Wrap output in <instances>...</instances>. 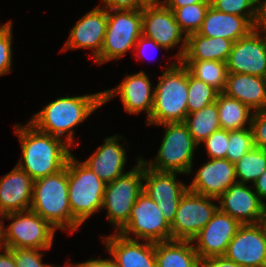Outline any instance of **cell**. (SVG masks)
<instances>
[{"instance_id":"6da1fadb","label":"cell","mask_w":266,"mask_h":267,"mask_svg":"<svg viewBox=\"0 0 266 267\" xmlns=\"http://www.w3.org/2000/svg\"><path fill=\"white\" fill-rule=\"evenodd\" d=\"M16 134L21 142L22 157L17 166L33 180L55 174L66 167L72 155L65 140L37 130L29 122L16 124Z\"/></svg>"},{"instance_id":"7a4b0ae2","label":"cell","mask_w":266,"mask_h":267,"mask_svg":"<svg viewBox=\"0 0 266 267\" xmlns=\"http://www.w3.org/2000/svg\"><path fill=\"white\" fill-rule=\"evenodd\" d=\"M103 104V92L69 97H59L49 102L29 121L37 130L65 141L73 146L74 128L90 117ZM67 133V134H66Z\"/></svg>"},{"instance_id":"3957f363","label":"cell","mask_w":266,"mask_h":267,"mask_svg":"<svg viewBox=\"0 0 266 267\" xmlns=\"http://www.w3.org/2000/svg\"><path fill=\"white\" fill-rule=\"evenodd\" d=\"M30 209L56 230L74 234L81 226L71 213L68 199V169L34 180Z\"/></svg>"},{"instance_id":"277c9868","label":"cell","mask_w":266,"mask_h":267,"mask_svg":"<svg viewBox=\"0 0 266 267\" xmlns=\"http://www.w3.org/2000/svg\"><path fill=\"white\" fill-rule=\"evenodd\" d=\"M154 88L152 112L147 125L184 122L188 114V70L176 59L159 77Z\"/></svg>"},{"instance_id":"5b68a950","label":"cell","mask_w":266,"mask_h":267,"mask_svg":"<svg viewBox=\"0 0 266 267\" xmlns=\"http://www.w3.org/2000/svg\"><path fill=\"white\" fill-rule=\"evenodd\" d=\"M68 169V199L74 219L82 225L90 216L102 210L106 184L82 161L72 154Z\"/></svg>"},{"instance_id":"8992f818","label":"cell","mask_w":266,"mask_h":267,"mask_svg":"<svg viewBox=\"0 0 266 267\" xmlns=\"http://www.w3.org/2000/svg\"><path fill=\"white\" fill-rule=\"evenodd\" d=\"M157 126L165 127V134L155 157V161L143 162L156 171L191 174L194 150L199 145L184 122H169Z\"/></svg>"},{"instance_id":"52a82bcc","label":"cell","mask_w":266,"mask_h":267,"mask_svg":"<svg viewBox=\"0 0 266 267\" xmlns=\"http://www.w3.org/2000/svg\"><path fill=\"white\" fill-rule=\"evenodd\" d=\"M137 159L130 171L105 186L102 209H106L107 220L117 232L128 222L131 209L143 192L144 162L142 156Z\"/></svg>"},{"instance_id":"ba28073f","label":"cell","mask_w":266,"mask_h":267,"mask_svg":"<svg viewBox=\"0 0 266 267\" xmlns=\"http://www.w3.org/2000/svg\"><path fill=\"white\" fill-rule=\"evenodd\" d=\"M141 35V10H107V30L95 63L121 59L128 50L135 48Z\"/></svg>"},{"instance_id":"9c48e42d","label":"cell","mask_w":266,"mask_h":267,"mask_svg":"<svg viewBox=\"0 0 266 267\" xmlns=\"http://www.w3.org/2000/svg\"><path fill=\"white\" fill-rule=\"evenodd\" d=\"M5 219L13 221L5 227L3 248H33L45 251L52 247L56 229L31 209L7 213Z\"/></svg>"},{"instance_id":"30bf717a","label":"cell","mask_w":266,"mask_h":267,"mask_svg":"<svg viewBox=\"0 0 266 267\" xmlns=\"http://www.w3.org/2000/svg\"><path fill=\"white\" fill-rule=\"evenodd\" d=\"M117 233L129 239H142L153 243L171 240L170 225L157 203L145 192L138 196L128 222ZM131 234L135 237H131Z\"/></svg>"},{"instance_id":"8fae6325","label":"cell","mask_w":266,"mask_h":267,"mask_svg":"<svg viewBox=\"0 0 266 267\" xmlns=\"http://www.w3.org/2000/svg\"><path fill=\"white\" fill-rule=\"evenodd\" d=\"M216 198L207 197L189 189L182 195L175 218L170 225L171 239L192 241L206 226L218 209Z\"/></svg>"},{"instance_id":"7c38bea8","label":"cell","mask_w":266,"mask_h":267,"mask_svg":"<svg viewBox=\"0 0 266 267\" xmlns=\"http://www.w3.org/2000/svg\"><path fill=\"white\" fill-rule=\"evenodd\" d=\"M141 12L142 35L155 41L166 50L181 43L180 52L175 55V59L181 61L186 52L187 36L176 22L173 11L163 2H150Z\"/></svg>"},{"instance_id":"4fadbf2b","label":"cell","mask_w":266,"mask_h":267,"mask_svg":"<svg viewBox=\"0 0 266 267\" xmlns=\"http://www.w3.org/2000/svg\"><path fill=\"white\" fill-rule=\"evenodd\" d=\"M178 172L156 171L144 163L143 192L153 199L165 220L172 224L178 203L188 186L177 181Z\"/></svg>"},{"instance_id":"5bb4252c","label":"cell","mask_w":266,"mask_h":267,"mask_svg":"<svg viewBox=\"0 0 266 267\" xmlns=\"http://www.w3.org/2000/svg\"><path fill=\"white\" fill-rule=\"evenodd\" d=\"M226 66L228 72L266 78V34L253 29L234 42Z\"/></svg>"},{"instance_id":"9a60e30c","label":"cell","mask_w":266,"mask_h":267,"mask_svg":"<svg viewBox=\"0 0 266 267\" xmlns=\"http://www.w3.org/2000/svg\"><path fill=\"white\" fill-rule=\"evenodd\" d=\"M223 256L241 267H266V232L262 224H242Z\"/></svg>"},{"instance_id":"2e32d148","label":"cell","mask_w":266,"mask_h":267,"mask_svg":"<svg viewBox=\"0 0 266 267\" xmlns=\"http://www.w3.org/2000/svg\"><path fill=\"white\" fill-rule=\"evenodd\" d=\"M242 224L219 208L211 220L193 238V246L200 259L223 256L229 242Z\"/></svg>"},{"instance_id":"e0dca14e","label":"cell","mask_w":266,"mask_h":267,"mask_svg":"<svg viewBox=\"0 0 266 267\" xmlns=\"http://www.w3.org/2000/svg\"><path fill=\"white\" fill-rule=\"evenodd\" d=\"M103 92V104L116 96H120L125 111L130 114L146 112L150 117L153 106L154 90L148 75L140 71L133 75H125L123 81L109 90Z\"/></svg>"},{"instance_id":"ac0fdd59","label":"cell","mask_w":266,"mask_h":267,"mask_svg":"<svg viewBox=\"0 0 266 267\" xmlns=\"http://www.w3.org/2000/svg\"><path fill=\"white\" fill-rule=\"evenodd\" d=\"M107 30V9L96 6L73 26L62 51L78 48L90 49L95 60L101 53Z\"/></svg>"},{"instance_id":"d6986e66","label":"cell","mask_w":266,"mask_h":267,"mask_svg":"<svg viewBox=\"0 0 266 267\" xmlns=\"http://www.w3.org/2000/svg\"><path fill=\"white\" fill-rule=\"evenodd\" d=\"M235 182L219 198L218 208L241 224L261 223L265 204L258 194L246 186Z\"/></svg>"},{"instance_id":"ffe728a7","label":"cell","mask_w":266,"mask_h":267,"mask_svg":"<svg viewBox=\"0 0 266 267\" xmlns=\"http://www.w3.org/2000/svg\"><path fill=\"white\" fill-rule=\"evenodd\" d=\"M237 182L235 164L228 159H208L199 168L188 189L201 195L218 199Z\"/></svg>"},{"instance_id":"44dd1931","label":"cell","mask_w":266,"mask_h":267,"mask_svg":"<svg viewBox=\"0 0 266 267\" xmlns=\"http://www.w3.org/2000/svg\"><path fill=\"white\" fill-rule=\"evenodd\" d=\"M118 267H156L155 243L133 240L113 233L102 239Z\"/></svg>"},{"instance_id":"7402d4cb","label":"cell","mask_w":266,"mask_h":267,"mask_svg":"<svg viewBox=\"0 0 266 267\" xmlns=\"http://www.w3.org/2000/svg\"><path fill=\"white\" fill-rule=\"evenodd\" d=\"M120 139L125 138L118 134L106 137L104 144L83 161L105 184L127 173L124 172L127 160L126 151L118 142Z\"/></svg>"},{"instance_id":"603a6c76","label":"cell","mask_w":266,"mask_h":267,"mask_svg":"<svg viewBox=\"0 0 266 267\" xmlns=\"http://www.w3.org/2000/svg\"><path fill=\"white\" fill-rule=\"evenodd\" d=\"M34 180L17 165L0 179V210L14 213L29 210Z\"/></svg>"},{"instance_id":"cb8c5ba5","label":"cell","mask_w":266,"mask_h":267,"mask_svg":"<svg viewBox=\"0 0 266 267\" xmlns=\"http://www.w3.org/2000/svg\"><path fill=\"white\" fill-rule=\"evenodd\" d=\"M253 29L254 25L246 17L226 14L210 5L197 33L211 38H226L234 43Z\"/></svg>"},{"instance_id":"d4e9b609","label":"cell","mask_w":266,"mask_h":267,"mask_svg":"<svg viewBox=\"0 0 266 267\" xmlns=\"http://www.w3.org/2000/svg\"><path fill=\"white\" fill-rule=\"evenodd\" d=\"M222 93L237 99L252 111L266 108V78L264 77L228 72Z\"/></svg>"},{"instance_id":"484cf974","label":"cell","mask_w":266,"mask_h":267,"mask_svg":"<svg viewBox=\"0 0 266 267\" xmlns=\"http://www.w3.org/2000/svg\"><path fill=\"white\" fill-rule=\"evenodd\" d=\"M188 240L155 243L156 267H200V258Z\"/></svg>"},{"instance_id":"4316f807","label":"cell","mask_w":266,"mask_h":267,"mask_svg":"<svg viewBox=\"0 0 266 267\" xmlns=\"http://www.w3.org/2000/svg\"><path fill=\"white\" fill-rule=\"evenodd\" d=\"M233 42L226 38H211L198 33L187 37V47L181 61L211 60L226 62Z\"/></svg>"},{"instance_id":"83f0119b","label":"cell","mask_w":266,"mask_h":267,"mask_svg":"<svg viewBox=\"0 0 266 267\" xmlns=\"http://www.w3.org/2000/svg\"><path fill=\"white\" fill-rule=\"evenodd\" d=\"M218 116L221 129L233 131L251 128L253 112L237 99L219 93L217 97ZM248 124V127H246Z\"/></svg>"},{"instance_id":"f1b7e54d","label":"cell","mask_w":266,"mask_h":267,"mask_svg":"<svg viewBox=\"0 0 266 267\" xmlns=\"http://www.w3.org/2000/svg\"><path fill=\"white\" fill-rule=\"evenodd\" d=\"M184 123L194 141L200 145L213 132L221 129L217 102L215 101L199 111L187 114Z\"/></svg>"},{"instance_id":"f546056e","label":"cell","mask_w":266,"mask_h":267,"mask_svg":"<svg viewBox=\"0 0 266 267\" xmlns=\"http://www.w3.org/2000/svg\"><path fill=\"white\" fill-rule=\"evenodd\" d=\"M181 62L192 76L214 87L220 93L224 91L228 75L226 62L211 60Z\"/></svg>"},{"instance_id":"4dcf8cb0","label":"cell","mask_w":266,"mask_h":267,"mask_svg":"<svg viewBox=\"0 0 266 267\" xmlns=\"http://www.w3.org/2000/svg\"><path fill=\"white\" fill-rule=\"evenodd\" d=\"M266 170V149L253 147L235 163L237 182L252 184ZM239 179V180H238Z\"/></svg>"},{"instance_id":"1f68e13d","label":"cell","mask_w":266,"mask_h":267,"mask_svg":"<svg viewBox=\"0 0 266 267\" xmlns=\"http://www.w3.org/2000/svg\"><path fill=\"white\" fill-rule=\"evenodd\" d=\"M219 93L214 87L207 85L188 72V114L199 111L215 102Z\"/></svg>"},{"instance_id":"d6a6232c","label":"cell","mask_w":266,"mask_h":267,"mask_svg":"<svg viewBox=\"0 0 266 267\" xmlns=\"http://www.w3.org/2000/svg\"><path fill=\"white\" fill-rule=\"evenodd\" d=\"M211 4L194 3L181 8H169L175 15L176 22L188 37L197 33L205 19L206 12Z\"/></svg>"},{"instance_id":"836d02e7","label":"cell","mask_w":266,"mask_h":267,"mask_svg":"<svg viewBox=\"0 0 266 267\" xmlns=\"http://www.w3.org/2000/svg\"><path fill=\"white\" fill-rule=\"evenodd\" d=\"M253 147L251 128L229 131L226 159L235 164Z\"/></svg>"},{"instance_id":"e575fe53","label":"cell","mask_w":266,"mask_h":267,"mask_svg":"<svg viewBox=\"0 0 266 267\" xmlns=\"http://www.w3.org/2000/svg\"><path fill=\"white\" fill-rule=\"evenodd\" d=\"M211 6L220 12L246 17L256 22L258 0H211Z\"/></svg>"},{"instance_id":"d590c367","label":"cell","mask_w":266,"mask_h":267,"mask_svg":"<svg viewBox=\"0 0 266 267\" xmlns=\"http://www.w3.org/2000/svg\"><path fill=\"white\" fill-rule=\"evenodd\" d=\"M12 25L11 20L0 25V76L12 70Z\"/></svg>"},{"instance_id":"8d00e7d4","label":"cell","mask_w":266,"mask_h":267,"mask_svg":"<svg viewBox=\"0 0 266 267\" xmlns=\"http://www.w3.org/2000/svg\"><path fill=\"white\" fill-rule=\"evenodd\" d=\"M229 140V131L220 129L213 132L202 144L206 145V151L209 159L226 158Z\"/></svg>"},{"instance_id":"74e56055","label":"cell","mask_w":266,"mask_h":267,"mask_svg":"<svg viewBox=\"0 0 266 267\" xmlns=\"http://www.w3.org/2000/svg\"><path fill=\"white\" fill-rule=\"evenodd\" d=\"M13 255L17 267H57L42 263V253L39 249L15 248L9 249Z\"/></svg>"},{"instance_id":"f35d334b","label":"cell","mask_w":266,"mask_h":267,"mask_svg":"<svg viewBox=\"0 0 266 267\" xmlns=\"http://www.w3.org/2000/svg\"><path fill=\"white\" fill-rule=\"evenodd\" d=\"M251 130L254 147L266 149V108L253 112Z\"/></svg>"},{"instance_id":"ab89813d","label":"cell","mask_w":266,"mask_h":267,"mask_svg":"<svg viewBox=\"0 0 266 267\" xmlns=\"http://www.w3.org/2000/svg\"><path fill=\"white\" fill-rule=\"evenodd\" d=\"M107 10H142L149 0H102Z\"/></svg>"},{"instance_id":"60d3db41","label":"cell","mask_w":266,"mask_h":267,"mask_svg":"<svg viewBox=\"0 0 266 267\" xmlns=\"http://www.w3.org/2000/svg\"><path fill=\"white\" fill-rule=\"evenodd\" d=\"M200 267H241L224 256L200 259Z\"/></svg>"},{"instance_id":"b9f144b4","label":"cell","mask_w":266,"mask_h":267,"mask_svg":"<svg viewBox=\"0 0 266 267\" xmlns=\"http://www.w3.org/2000/svg\"><path fill=\"white\" fill-rule=\"evenodd\" d=\"M254 29L266 34V0H258Z\"/></svg>"},{"instance_id":"7bdbcfd3","label":"cell","mask_w":266,"mask_h":267,"mask_svg":"<svg viewBox=\"0 0 266 267\" xmlns=\"http://www.w3.org/2000/svg\"><path fill=\"white\" fill-rule=\"evenodd\" d=\"M146 47H147V48H146ZM149 47H150L151 49H153V50L156 49L157 51H158L159 48H162V49L165 50L164 47L158 45L155 41H153V40H151V39H149V38H147V37L141 35V36L139 37L138 41L136 42V44H135V48H134L133 51H137V52H135V54L140 56V55H142L141 53H143V55H144V54H145L144 52H145ZM145 49H146V50H145ZM143 50H145V51H143ZM153 50H152V51H153ZM144 56H145V55H144Z\"/></svg>"},{"instance_id":"ee69618b","label":"cell","mask_w":266,"mask_h":267,"mask_svg":"<svg viewBox=\"0 0 266 267\" xmlns=\"http://www.w3.org/2000/svg\"><path fill=\"white\" fill-rule=\"evenodd\" d=\"M253 190L258 194L259 199L266 204L263 199H266V170L253 183Z\"/></svg>"},{"instance_id":"f6af8a7d","label":"cell","mask_w":266,"mask_h":267,"mask_svg":"<svg viewBox=\"0 0 266 267\" xmlns=\"http://www.w3.org/2000/svg\"><path fill=\"white\" fill-rule=\"evenodd\" d=\"M82 267H118L112 258H98L89 259L88 261L80 263Z\"/></svg>"},{"instance_id":"bcb514c9","label":"cell","mask_w":266,"mask_h":267,"mask_svg":"<svg viewBox=\"0 0 266 267\" xmlns=\"http://www.w3.org/2000/svg\"><path fill=\"white\" fill-rule=\"evenodd\" d=\"M162 2L168 8H181L194 3L211 4V0H163Z\"/></svg>"},{"instance_id":"7dc6e473","label":"cell","mask_w":266,"mask_h":267,"mask_svg":"<svg viewBox=\"0 0 266 267\" xmlns=\"http://www.w3.org/2000/svg\"><path fill=\"white\" fill-rule=\"evenodd\" d=\"M3 250L4 253L1 252ZM0 267H17L13 253L3 247H0Z\"/></svg>"},{"instance_id":"c3c4849f","label":"cell","mask_w":266,"mask_h":267,"mask_svg":"<svg viewBox=\"0 0 266 267\" xmlns=\"http://www.w3.org/2000/svg\"><path fill=\"white\" fill-rule=\"evenodd\" d=\"M6 215H7L6 212L0 210V247H2V242H3L4 232H5V226L1 219L2 217L3 219H5Z\"/></svg>"},{"instance_id":"681fc988","label":"cell","mask_w":266,"mask_h":267,"mask_svg":"<svg viewBox=\"0 0 266 267\" xmlns=\"http://www.w3.org/2000/svg\"><path fill=\"white\" fill-rule=\"evenodd\" d=\"M261 224L266 232V204L264 206V210H263V216H262V219H261Z\"/></svg>"},{"instance_id":"f907efd6","label":"cell","mask_w":266,"mask_h":267,"mask_svg":"<svg viewBox=\"0 0 266 267\" xmlns=\"http://www.w3.org/2000/svg\"><path fill=\"white\" fill-rule=\"evenodd\" d=\"M66 264V266H64V267H82L81 265H80V263H78V264H68V263H65ZM68 264V265H67ZM57 267H59V266H57Z\"/></svg>"},{"instance_id":"816d5d0a","label":"cell","mask_w":266,"mask_h":267,"mask_svg":"<svg viewBox=\"0 0 266 267\" xmlns=\"http://www.w3.org/2000/svg\"><path fill=\"white\" fill-rule=\"evenodd\" d=\"M150 2H162V0H149Z\"/></svg>"}]
</instances>
